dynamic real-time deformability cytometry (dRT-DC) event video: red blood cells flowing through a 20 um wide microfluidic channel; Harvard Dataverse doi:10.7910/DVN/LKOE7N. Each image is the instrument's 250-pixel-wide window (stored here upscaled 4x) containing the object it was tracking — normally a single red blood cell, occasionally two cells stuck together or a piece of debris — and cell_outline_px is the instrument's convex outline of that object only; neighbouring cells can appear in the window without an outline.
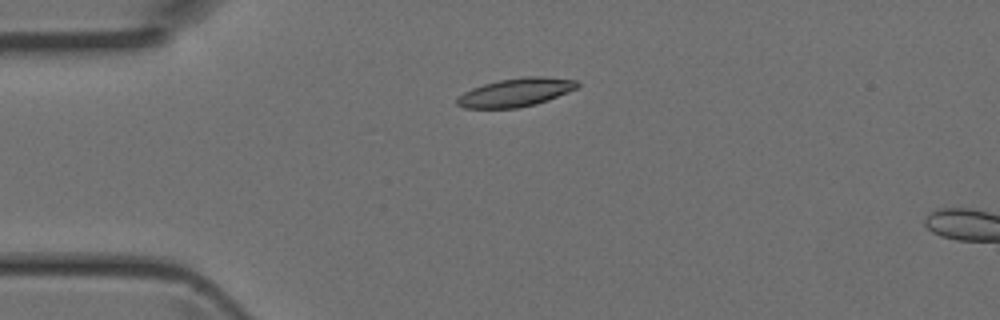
{"species": "Egyptian fruit bat (a non-hibernating species)", "species_latin": "Rousettus aegyptiacus", "temperature_condition": "room temperature", "stored_images_in_passage": 3, "camera_frame_rate_fps": 3000, "um_per_image_px": 0.085, "animal": {"sex": "female"}, "frame": {"image": 1, "passage_image": 3, "time_ms": 0.667, "image_size_px": [1000, 320], "cell_outline_px": [[580, 84], [576, 88], [568, 92], [548, 100], [536, 104], [516, 108], [464, 108], [456, 104], [456, 100], [464, 92], [472, 88], [484, 84], [500, 80], [524, 76], [544, 76], [576, 80]], "centroid_in_image_um": [43.85, 7.85], "position_along_channel_um": 41.2, "area_um2": 19.83}}